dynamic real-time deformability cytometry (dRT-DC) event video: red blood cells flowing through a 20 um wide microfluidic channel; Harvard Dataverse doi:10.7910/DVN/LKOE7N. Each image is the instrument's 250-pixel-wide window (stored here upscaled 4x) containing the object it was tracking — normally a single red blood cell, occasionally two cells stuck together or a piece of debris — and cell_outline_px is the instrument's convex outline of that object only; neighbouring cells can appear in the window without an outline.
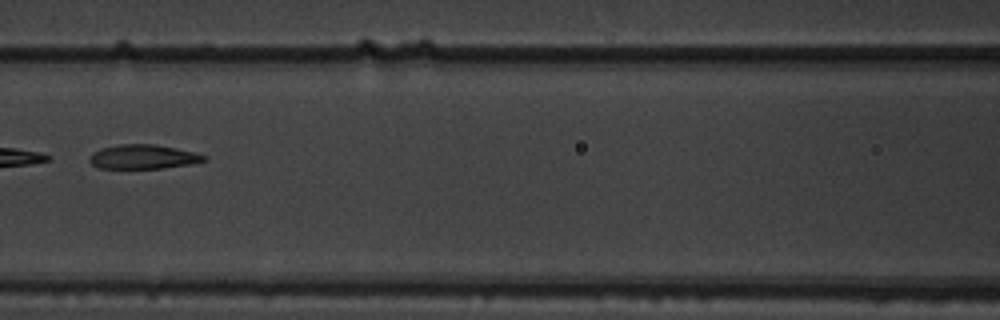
{"species": "common noctule bat (a hibernating species)", "species_latin": "Nyctalus noctula", "temperature_condition": "warm", "stored_images_in_passage": 5, "camera_frame_rate_fps": 3000, "um_per_image_px": 0.085, "animal": {"sex": "male", "body_mass_g": 19.5, "forearm_length_mm": 54.6}, "frame": {"image": 1, "passage_image": 5, "time_ms": 1.333, "image_size_px": [1000, 320], "cell_outline_px": [[208, 160], [188, 164], [160, 168], [96, 168], [88, 160], [92, 152], [100, 148], [120, 144], [152, 144], [176, 148], [196, 152], [208, 156]], "centroid_in_image_um": [12.16, 13.32], "position_along_channel_um": 154.4, "area_um2": 16.24}}